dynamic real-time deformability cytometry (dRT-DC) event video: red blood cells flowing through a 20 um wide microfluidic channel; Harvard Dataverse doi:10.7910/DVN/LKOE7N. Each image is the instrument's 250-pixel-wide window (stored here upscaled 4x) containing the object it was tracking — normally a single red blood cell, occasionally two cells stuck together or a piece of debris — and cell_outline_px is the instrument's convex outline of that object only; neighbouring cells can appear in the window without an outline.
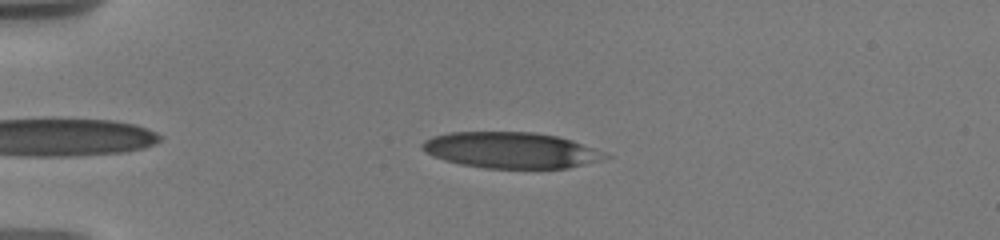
{"species": "human", "species_latin": "Homo sapiens", "temperature_condition": "warm", "stored_images_in_passage": 25, "camera_frame_rate_fps": 3000, "um_per_image_px": 0.085, "donor": {"sex": "male"}, "frame": {"image": 1, "passage_image": 4, "time_ms": 2.333, "image_size_px": [1000, 240], "cell_outline_px": [[612, 156], [604, 160], [568, 168], [484, 168], [460, 164], [444, 160], [432, 156], [420, 148], [420, 144], [424, 140], [432, 136], [448, 132], [536, 132], [556, 136], [572, 140], [604, 152]], "centroid_in_image_um": [43.42, 12.76], "position_along_channel_um": 41.6, "area_um2": 38.67}}
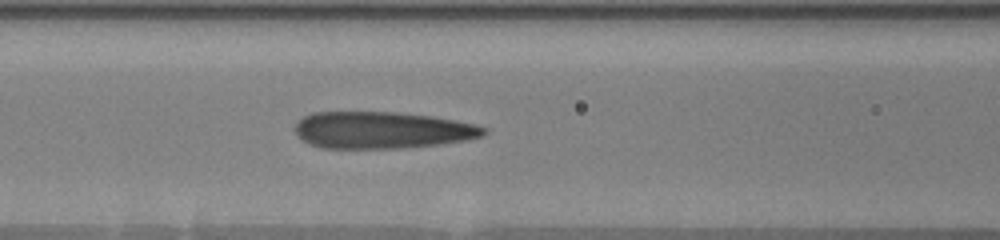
{"frame": {"image": 2, "passage_image": 13, "time_ms": 6.0, "image_size_px": [1000, 240], "cell_outline_px": [[488, 132], [480, 136], [468, 140], [440, 144], [404, 148], [320, 148], [308, 144], [296, 136], [296, 124], [304, 116], [312, 112], [400, 112], [432, 116], [456, 120], [476, 124], [488, 128]], "centroid_in_image_um": [32.49, 11.06], "position_along_channel_um": 134.1, "area_um2": 40.92}}
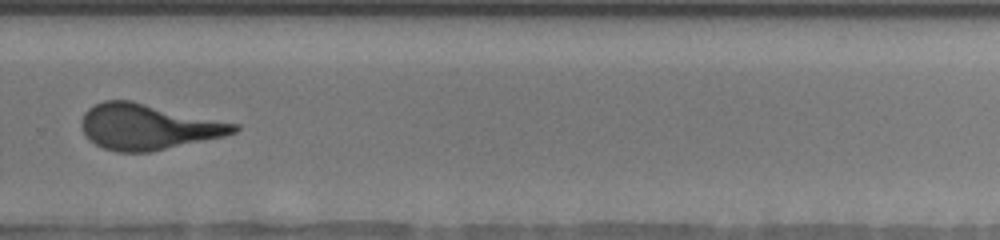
{"frame": {"image": 3, "passage_image": 24, "time_ms": 11.0, "image_size_px": [1000, 240], "cell_outline_px": [[240, 128], [236, 132], [224, 136], [148, 152], [116, 152], [104, 148], [96, 144], [84, 132], [80, 124], [80, 120], [84, 112], [88, 108], [104, 100], [132, 100], [240, 124]], "centroid_in_image_um": [12.59, 10.76], "position_along_channel_um": 317.2, "area_um2": 40.52}}